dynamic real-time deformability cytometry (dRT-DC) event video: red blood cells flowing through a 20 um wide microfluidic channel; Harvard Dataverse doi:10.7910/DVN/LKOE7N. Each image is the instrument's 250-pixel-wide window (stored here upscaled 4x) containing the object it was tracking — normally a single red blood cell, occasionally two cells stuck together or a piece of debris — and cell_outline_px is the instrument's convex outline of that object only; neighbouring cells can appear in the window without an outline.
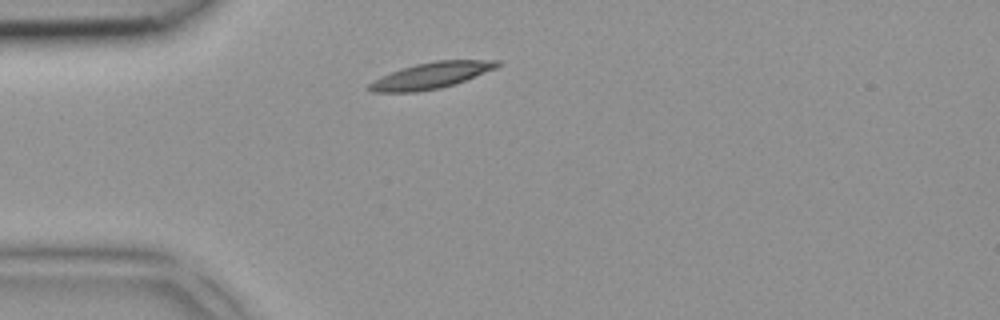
{"species": "common noctule bat (a hibernating species)", "species_latin": "Nyctalus noctula", "temperature_condition": "room temperature", "stored_images_in_passage": 1, "camera_frame_rate_fps": 3000, "um_per_image_px": 0.085, "animal": {"sex": "female", "body_mass_g": 18.4}, "frame": {"image": 1, "passage_image": 1, "time_ms": 0.0, "image_size_px": [1000, 320], "cell_outline_px": [[500, 64], [496, 68], [464, 80], [440, 88], [416, 92], [372, 92], [368, 88], [368, 84], [372, 80], [380, 76], [416, 64], [436, 60], [500, 60]], "centroid_in_image_um": [36.61, 6.41], "position_along_channel_um": 48.4, "area_um2": 19.25}}